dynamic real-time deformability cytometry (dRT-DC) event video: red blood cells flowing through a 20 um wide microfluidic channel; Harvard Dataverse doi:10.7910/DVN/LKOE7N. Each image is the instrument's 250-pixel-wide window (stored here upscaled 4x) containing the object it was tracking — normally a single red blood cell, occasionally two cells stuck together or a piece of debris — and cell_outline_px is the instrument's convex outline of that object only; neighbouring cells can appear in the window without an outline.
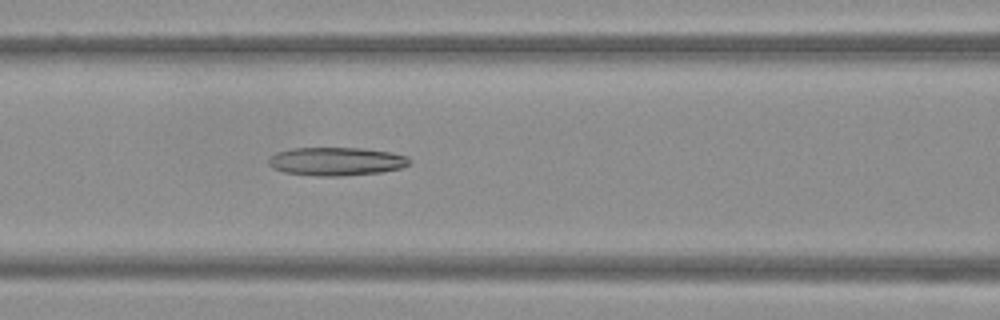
{"species": "Egyptian fruit bat (a non-hibernating species)", "species_latin": "Rousettus aegyptiacus", "temperature_condition": "warm", "stored_images_in_passage": 37, "camera_frame_rate_fps": 3000, "um_per_image_px": 0.085, "frame": {"image": 1, "passage_image": 9, "time_ms": 2.667, "image_size_px": [1000, 320], "cell_outline_px": [[412, 160], [408, 164], [400, 168], [380, 172], [344, 176], [316, 176], [284, 172], [272, 168], [268, 164], [268, 156], [276, 152], [292, 148], [364, 148], [392, 152], [408, 156]], "centroid_in_image_um": [28.56, 13.71], "position_along_channel_um": 138.0, "area_um2": 23.52}}
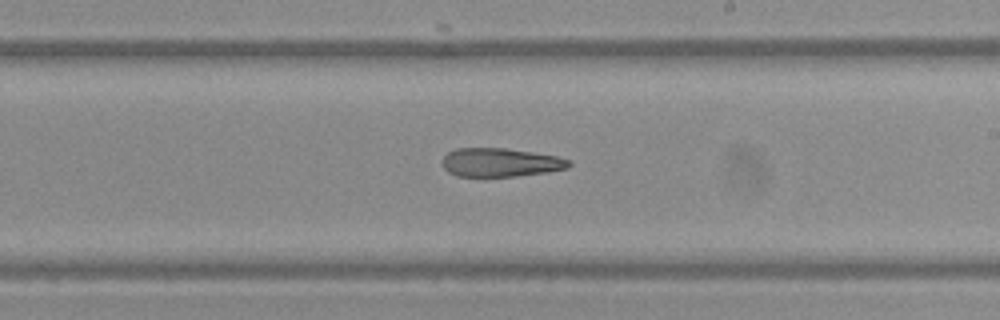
{"frame": {"image": 2, "passage_image": 17, "time_ms": 5.333, "image_size_px": [1000, 320], "cell_outline_px": [[572, 164], [568, 168], [548, 172], [516, 176], [456, 176], [448, 172], [444, 168], [444, 156], [448, 152], [456, 148], [504, 148], [532, 152], [556, 156], [572, 160]], "centroid_in_image_um": [42.57, 13.81], "position_along_channel_um": 246.4, "area_um2": 21.1}}
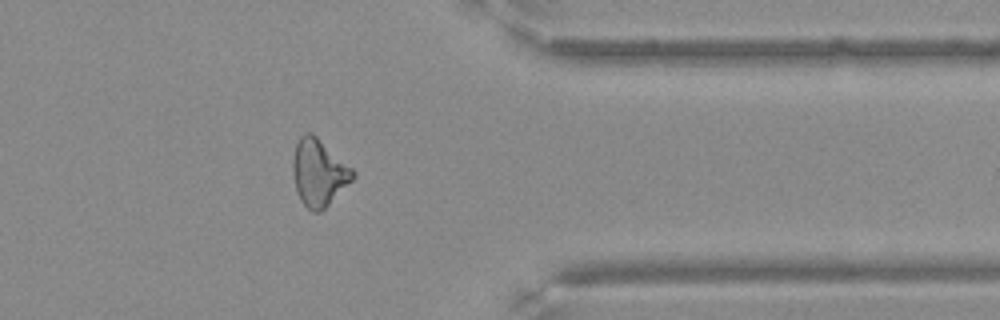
{"frame": {"image": 3, "passage_image": 28, "time_ms": 9.0, "image_size_px": [1000, 320], "cell_outline_px": [[356, 176], [320, 212], [312, 212], [300, 200], [296, 188], [292, 172], [292, 160], [296, 144], [300, 136], [304, 132], [312, 132], [352, 168], [356, 172]], "centroid_in_image_um": [27.08, 14.65], "position_along_channel_um": 384.3, "area_um2": 23.18}}